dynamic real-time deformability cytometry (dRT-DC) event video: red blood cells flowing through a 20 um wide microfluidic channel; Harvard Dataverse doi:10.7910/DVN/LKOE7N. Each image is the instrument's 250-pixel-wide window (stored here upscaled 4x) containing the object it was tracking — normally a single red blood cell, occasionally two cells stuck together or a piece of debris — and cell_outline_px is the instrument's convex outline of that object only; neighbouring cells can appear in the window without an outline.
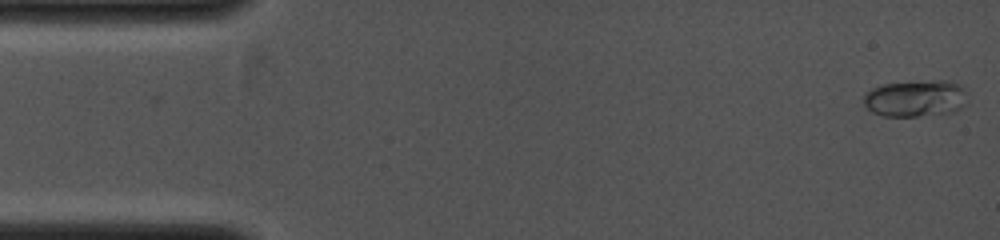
{"species": "common noctule bat (a hibernating species)", "species_latin": "Nyctalus noctula", "temperature_condition": "cold", "stored_images_in_passage": 42, "camera_frame_rate_fps": 4000, "um_per_image_px": 0.085, "animal": {"sex": "female", "body_mass_g": 19.0, "forearm_length_mm": 53.3}, "frame": {"image": 1, "passage_image": 1, "time_ms": 0.0, "image_size_px": [1000, 240], "cell_outline_px": [[964, 104], [956, 112], [916, 116], [884, 116], [872, 112], [864, 104], [864, 96], [872, 88], [884, 84], [936, 80], [948, 80], [964, 88]], "centroid_in_image_um": [77.81, 8.37], "position_along_channel_um": 7.2, "area_um2": 21.91}}
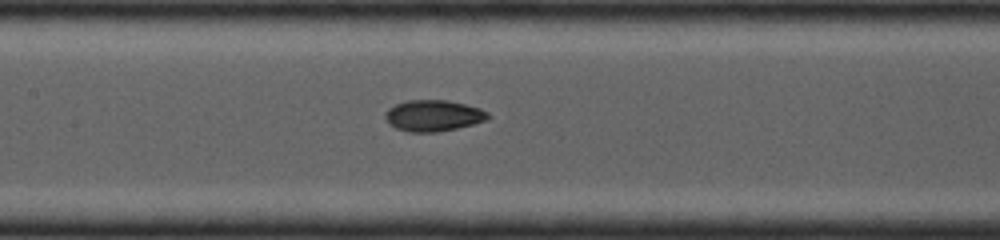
{"frame": {"image": 2, "passage_image": 20, "time_ms": 4.75, "image_size_px": [1000, 240], "cell_outline_px": [[492, 116], [488, 120], [456, 128], [436, 132], [408, 132], [396, 128], [388, 124], [384, 116], [388, 108], [396, 104], [408, 100], [448, 100], [480, 108], [488, 112]], "centroid_in_image_um": [36.83, 9.83], "position_along_channel_um": 170.6, "area_um2": 18.79}}
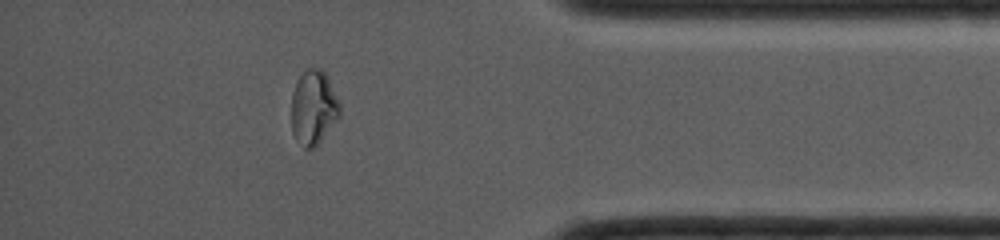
{"frame": {"image": 3, "passage_image": 37, "time_ms": 9.0, "image_size_px": [1000, 240], "cell_outline_px": [[340, 116], [320, 140], [312, 148], [304, 148], [296, 140], [292, 132], [292, 92], [300, 76], [308, 68], [320, 68], [328, 76], [340, 104]], "centroid_in_image_um": [26.65, 9.12], "position_along_channel_um": 408.6, "area_um2": 20.75}}